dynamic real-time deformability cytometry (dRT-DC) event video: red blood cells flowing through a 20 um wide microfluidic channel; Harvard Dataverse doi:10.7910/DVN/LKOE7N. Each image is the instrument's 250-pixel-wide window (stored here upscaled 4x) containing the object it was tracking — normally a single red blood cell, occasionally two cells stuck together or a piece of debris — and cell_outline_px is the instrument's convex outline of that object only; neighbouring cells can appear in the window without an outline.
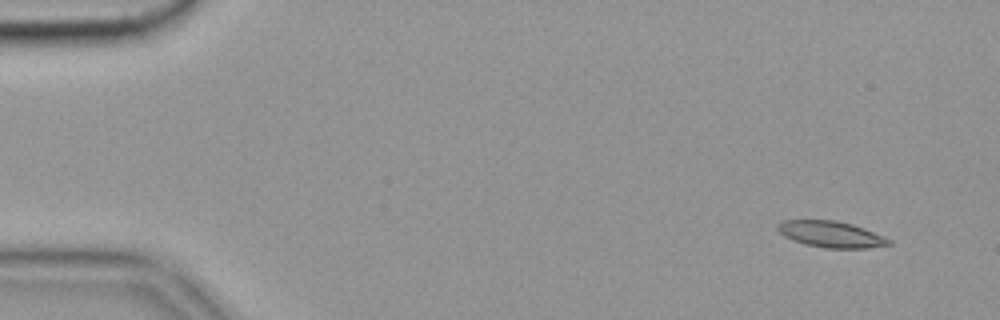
{"species": "common noctule bat (a hibernating species)", "species_latin": "Nyctalus noctula", "temperature_condition": "cold", "stored_images_in_passage": 58, "camera_frame_rate_fps": 3000, "um_per_image_px": 0.085, "animal": {"sex": "female", "body_mass_g": 19.9}, "frame": {"image": 1, "passage_image": 5, "time_ms": 1.333, "image_size_px": [1000, 320], "cell_outline_px": [[892, 244], [868, 248], [824, 248], [804, 244], [792, 240], [784, 236], [776, 228], [776, 224], [780, 220], [836, 220], [852, 224], [864, 228], [892, 240]], "centroid_in_image_um": [70.61, 19.91], "position_along_channel_um": 14.4, "area_um2": 17.17}}
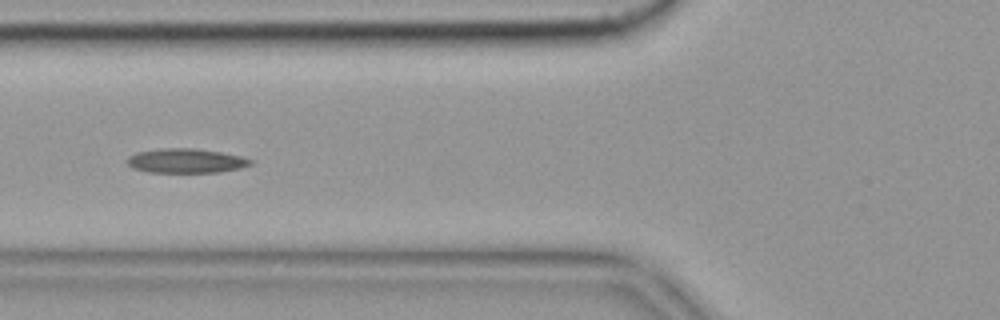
{"frame": {"image": 2, "passage_image": 23, "time_ms": 7.333, "image_size_px": [1000, 320], "cell_outline_px": [[252, 164], [240, 168], [220, 172], [148, 172], [132, 168], [124, 160], [128, 156], [136, 152], [160, 148], [196, 148], [220, 152], [240, 156], [252, 160]], "centroid_in_image_um": [15.75, 13.66], "position_along_channel_um": 110.0, "area_um2": 17.63}}
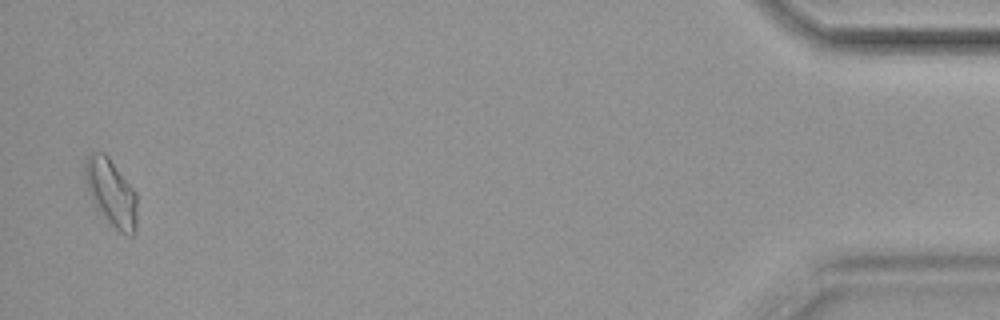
{"frame": {"image": 3, "passage_image": 57, "time_ms": 18.667, "image_size_px": [1000, 320], "cell_outline_px": [[136, 236], [124, 236], [104, 220], [96, 208], [88, 188], [84, 176], [84, 156], [88, 152], [104, 152], [108, 156], [136, 192]], "centroid_in_image_um": [9.44, 16.4], "position_along_channel_um": 425.8, "area_um2": 20.81}}